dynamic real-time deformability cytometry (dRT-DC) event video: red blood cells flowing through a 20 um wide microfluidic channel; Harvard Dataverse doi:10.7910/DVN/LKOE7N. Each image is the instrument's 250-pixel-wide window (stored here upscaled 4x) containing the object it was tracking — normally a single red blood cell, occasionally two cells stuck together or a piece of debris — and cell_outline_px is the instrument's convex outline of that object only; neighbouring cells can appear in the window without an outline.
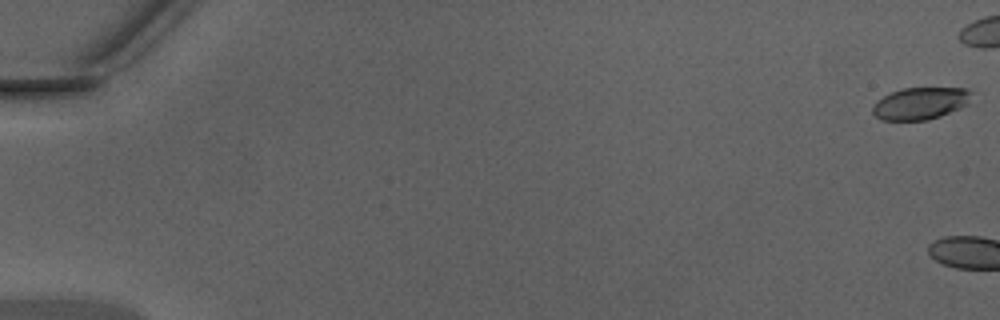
{"species": "Egyptian fruit bat (a non-hibernating species)", "species_latin": "Rousettus aegyptiacus", "temperature_condition": "warm", "stored_images_in_passage": 4, "camera_frame_rate_fps": 3000, "um_per_image_px": 0.085, "animal": {"sex": "male"}, "frame": {"image": 1, "passage_image": 1, "time_ms": 0.0, "image_size_px": [1000, 320], "cell_outline_px": [[972, 92], [968, 104], [960, 108], [940, 116], [928, 120], [880, 120], [872, 112], [872, 108], [876, 100], [892, 92], [904, 88], [968, 88]], "centroid_in_image_um": [78.23, 8.79], "position_along_channel_um": 6.8, "area_um2": 18.5}}